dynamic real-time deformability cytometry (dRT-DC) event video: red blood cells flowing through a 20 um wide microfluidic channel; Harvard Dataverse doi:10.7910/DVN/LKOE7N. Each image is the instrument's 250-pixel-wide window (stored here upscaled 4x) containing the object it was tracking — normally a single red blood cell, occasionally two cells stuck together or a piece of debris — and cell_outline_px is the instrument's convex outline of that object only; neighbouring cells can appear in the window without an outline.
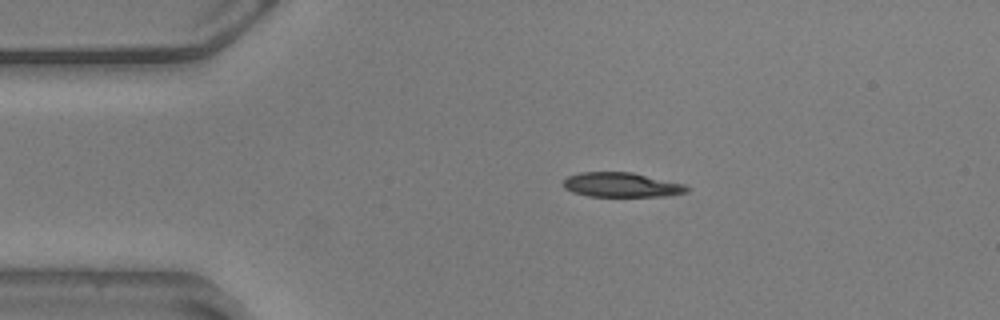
{"species": "common noctule bat (a hibernating species)", "species_latin": "Nyctalus noctula", "temperature_condition": "warm", "stored_images_in_passage": 38, "camera_frame_rate_fps": 3000, "um_per_image_px": 0.085, "animal": {"sex": "male", "body_mass_g": 20.5, "forearm_length_mm": 52.5}, "frame": {"image": 1, "passage_image": 1, "time_ms": 0.0, "image_size_px": [1000, 320], "cell_outline_px": [[692, 188], [688, 192], [668, 196], [588, 196], [572, 192], [564, 188], [564, 180], [568, 176], [580, 172], [632, 172], [684, 184]], "centroid_in_image_um": [52.86, 15.71], "position_along_channel_um": 32.1, "area_um2": 17.74}}
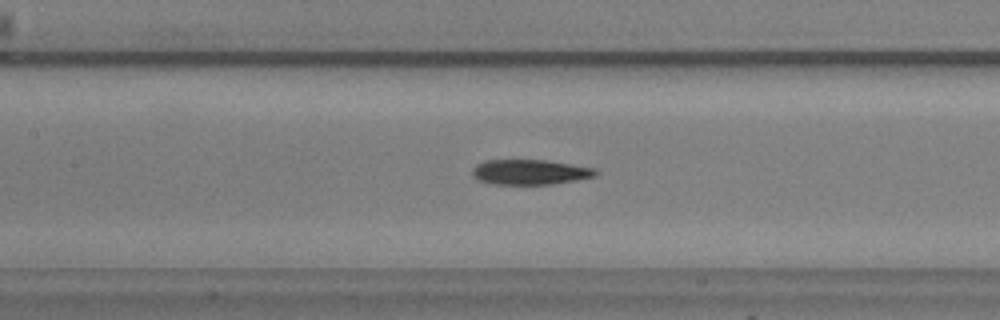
{"frame": {"image": 2, "passage_image": 15, "time_ms": 4.667, "image_size_px": [1000, 320], "cell_outline_px": [[600, 172], [596, 176], [576, 180], [552, 184], [492, 184], [476, 180], [472, 176], [472, 168], [476, 164], [484, 160], [548, 160], [596, 168]], "centroid_in_image_um": [45.04, 14.62], "position_along_channel_um": 162.4, "area_um2": 18.32}}
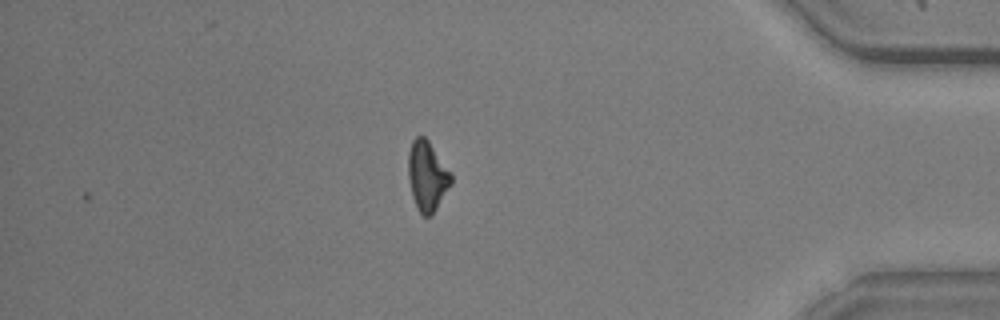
{"frame": {"image": 3, "passage_image": 38, "time_ms": 12.333, "image_size_px": [1000, 320], "cell_outline_px": [[452, 184], [436, 208], [428, 216], [424, 216], [416, 208], [412, 196], [408, 180], [408, 152], [412, 140], [416, 136], [424, 136], [428, 140], [452, 172]], "centroid_in_image_um": [36.31, 14.93], "position_along_channel_um": 398.9, "area_um2": 17.57}, "authors_computed_cell_mechanics": {"area_um2": 18.2648, "velocity_mm_per_s": 3.607, "shape_relaxation_time_tau1_ms": 7.7935, "shape_relaxation_time_tau2_ms": 6.4485, "deformation_change_tau1": 0.1884, "deformation_change_tau2": 0.1449}}